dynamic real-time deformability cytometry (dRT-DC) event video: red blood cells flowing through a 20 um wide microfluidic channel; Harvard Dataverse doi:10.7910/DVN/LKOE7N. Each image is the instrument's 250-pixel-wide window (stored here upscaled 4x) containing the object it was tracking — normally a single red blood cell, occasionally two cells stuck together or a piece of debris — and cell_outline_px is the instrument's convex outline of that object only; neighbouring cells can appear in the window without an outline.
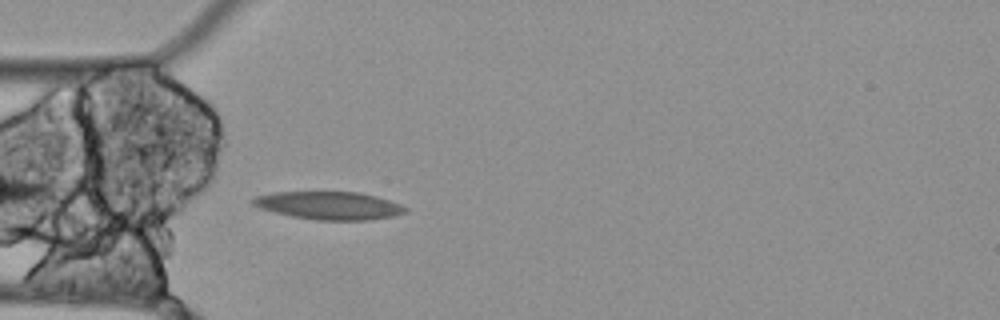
{"species": "Egyptian fruit bat (a non-hibernating species)", "species_latin": "Rousettus aegyptiacus", "temperature_condition": "cold", "stored_images_in_passage": 4, "camera_frame_rate_fps": 3000, "um_per_image_px": 0.085, "animal": {"sex": "female"}, "frame": {"image": 1, "passage_image": 1, "time_ms": 0.0, "image_size_px": [1000, 320], "cell_outline_px": [[408, 208], [404, 212], [392, 216], [368, 220], [316, 220], [292, 216], [260, 208], [252, 204], [252, 200], [256, 196], [276, 192], [360, 192], [376, 196], [400, 204]], "centroid_in_image_um": [27.98, 17.46], "position_along_channel_um": 57.0, "area_um2": 24.51}}
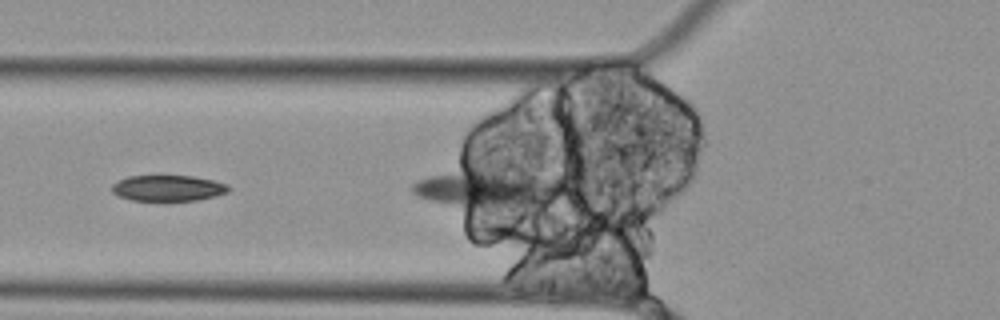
{"frame": {"image": 2, "passage_image": 3, "time_ms": 0.667, "image_size_px": [1000, 320], "cell_outline_px": [[232, 188], [228, 192], [216, 196], [196, 200], [132, 200], [120, 196], [112, 192], [112, 184], [128, 176], [192, 176], [212, 180], [228, 184]], "centroid_in_image_um": [14.32, 15.98], "position_along_channel_um": 111.5, "area_um2": 17.46}}